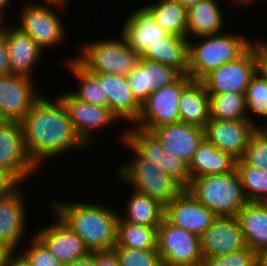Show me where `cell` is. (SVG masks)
<instances>
[{"label": "cell", "instance_id": "obj_1", "mask_svg": "<svg viewBox=\"0 0 267 266\" xmlns=\"http://www.w3.org/2000/svg\"><path fill=\"white\" fill-rule=\"evenodd\" d=\"M20 122L27 155L38 169L46 159L69 150H90L75 132L58 96L50 100L41 95Z\"/></svg>", "mask_w": 267, "mask_h": 266}, {"label": "cell", "instance_id": "obj_2", "mask_svg": "<svg viewBox=\"0 0 267 266\" xmlns=\"http://www.w3.org/2000/svg\"><path fill=\"white\" fill-rule=\"evenodd\" d=\"M63 201L53 200L50 210L82 239L90 253L114 248L120 212L105 203Z\"/></svg>", "mask_w": 267, "mask_h": 266}, {"label": "cell", "instance_id": "obj_3", "mask_svg": "<svg viewBox=\"0 0 267 266\" xmlns=\"http://www.w3.org/2000/svg\"><path fill=\"white\" fill-rule=\"evenodd\" d=\"M195 41L188 39V76L198 81L211 70L241 57L254 43L243 34L225 31Z\"/></svg>", "mask_w": 267, "mask_h": 266}, {"label": "cell", "instance_id": "obj_4", "mask_svg": "<svg viewBox=\"0 0 267 266\" xmlns=\"http://www.w3.org/2000/svg\"><path fill=\"white\" fill-rule=\"evenodd\" d=\"M134 155L122 163L117 170L118 177L131 185L134 191L150 196L164 206L172 201L184 187L171 175L164 172L157 164L144 157L126 138L125 133L119 137Z\"/></svg>", "mask_w": 267, "mask_h": 266}, {"label": "cell", "instance_id": "obj_5", "mask_svg": "<svg viewBox=\"0 0 267 266\" xmlns=\"http://www.w3.org/2000/svg\"><path fill=\"white\" fill-rule=\"evenodd\" d=\"M186 189L216 216H236L249 202L236 169L227 174L196 177Z\"/></svg>", "mask_w": 267, "mask_h": 266}, {"label": "cell", "instance_id": "obj_6", "mask_svg": "<svg viewBox=\"0 0 267 266\" xmlns=\"http://www.w3.org/2000/svg\"><path fill=\"white\" fill-rule=\"evenodd\" d=\"M119 37L82 43L76 60L91 73L128 76L141 56L128 46L122 34Z\"/></svg>", "mask_w": 267, "mask_h": 266}, {"label": "cell", "instance_id": "obj_7", "mask_svg": "<svg viewBox=\"0 0 267 266\" xmlns=\"http://www.w3.org/2000/svg\"><path fill=\"white\" fill-rule=\"evenodd\" d=\"M24 2L18 13L20 18L17 27L29 35L43 51L62 44L67 31L57 10L64 8L47 2Z\"/></svg>", "mask_w": 267, "mask_h": 266}, {"label": "cell", "instance_id": "obj_8", "mask_svg": "<svg viewBox=\"0 0 267 266\" xmlns=\"http://www.w3.org/2000/svg\"><path fill=\"white\" fill-rule=\"evenodd\" d=\"M157 249L162 266H201L200 237L171 224L165 217L157 228Z\"/></svg>", "mask_w": 267, "mask_h": 266}, {"label": "cell", "instance_id": "obj_9", "mask_svg": "<svg viewBox=\"0 0 267 266\" xmlns=\"http://www.w3.org/2000/svg\"><path fill=\"white\" fill-rule=\"evenodd\" d=\"M191 81L188 75H181L170 85L153 91L141 106L139 118L133 127L149 132L161 125L179 122L180 95Z\"/></svg>", "mask_w": 267, "mask_h": 266}, {"label": "cell", "instance_id": "obj_10", "mask_svg": "<svg viewBox=\"0 0 267 266\" xmlns=\"http://www.w3.org/2000/svg\"><path fill=\"white\" fill-rule=\"evenodd\" d=\"M257 73L255 41L238 59L211 70L200 81L208 94L245 93Z\"/></svg>", "mask_w": 267, "mask_h": 266}, {"label": "cell", "instance_id": "obj_11", "mask_svg": "<svg viewBox=\"0 0 267 266\" xmlns=\"http://www.w3.org/2000/svg\"><path fill=\"white\" fill-rule=\"evenodd\" d=\"M0 169L12 174L21 184L38 172L27 155L20 121L0 120Z\"/></svg>", "mask_w": 267, "mask_h": 266}, {"label": "cell", "instance_id": "obj_12", "mask_svg": "<svg viewBox=\"0 0 267 266\" xmlns=\"http://www.w3.org/2000/svg\"><path fill=\"white\" fill-rule=\"evenodd\" d=\"M58 97L66 108L75 132L89 148L94 146L93 141L96 139L93 132L105 127L110 128V125L118 120L108 107L84 102L71 91L60 93Z\"/></svg>", "mask_w": 267, "mask_h": 266}, {"label": "cell", "instance_id": "obj_13", "mask_svg": "<svg viewBox=\"0 0 267 266\" xmlns=\"http://www.w3.org/2000/svg\"><path fill=\"white\" fill-rule=\"evenodd\" d=\"M33 78L0 75V119L21 121L42 95Z\"/></svg>", "mask_w": 267, "mask_h": 266}, {"label": "cell", "instance_id": "obj_14", "mask_svg": "<svg viewBox=\"0 0 267 266\" xmlns=\"http://www.w3.org/2000/svg\"><path fill=\"white\" fill-rule=\"evenodd\" d=\"M253 120L210 119L204 127V137L219 150L241 159L252 133L260 127Z\"/></svg>", "mask_w": 267, "mask_h": 266}, {"label": "cell", "instance_id": "obj_15", "mask_svg": "<svg viewBox=\"0 0 267 266\" xmlns=\"http://www.w3.org/2000/svg\"><path fill=\"white\" fill-rule=\"evenodd\" d=\"M164 217L171 224L200 237L217 216L184 188L165 205Z\"/></svg>", "mask_w": 267, "mask_h": 266}, {"label": "cell", "instance_id": "obj_16", "mask_svg": "<svg viewBox=\"0 0 267 266\" xmlns=\"http://www.w3.org/2000/svg\"><path fill=\"white\" fill-rule=\"evenodd\" d=\"M54 217H56L53 218L55 222L46 224L34 235L62 264L87 256L90 251L82 239L56 214Z\"/></svg>", "mask_w": 267, "mask_h": 266}, {"label": "cell", "instance_id": "obj_17", "mask_svg": "<svg viewBox=\"0 0 267 266\" xmlns=\"http://www.w3.org/2000/svg\"><path fill=\"white\" fill-rule=\"evenodd\" d=\"M203 258L222 256L246 247L236 216H217L200 236Z\"/></svg>", "mask_w": 267, "mask_h": 266}, {"label": "cell", "instance_id": "obj_18", "mask_svg": "<svg viewBox=\"0 0 267 266\" xmlns=\"http://www.w3.org/2000/svg\"><path fill=\"white\" fill-rule=\"evenodd\" d=\"M180 76L170 66L140 58L126 78L135 100L142 106L153 91L170 85Z\"/></svg>", "mask_w": 267, "mask_h": 266}, {"label": "cell", "instance_id": "obj_19", "mask_svg": "<svg viewBox=\"0 0 267 266\" xmlns=\"http://www.w3.org/2000/svg\"><path fill=\"white\" fill-rule=\"evenodd\" d=\"M20 185L13 193L0 199V243L10 251L21 247L26 236L27 208ZM24 235V236H23ZM20 245V246H19Z\"/></svg>", "mask_w": 267, "mask_h": 266}, {"label": "cell", "instance_id": "obj_20", "mask_svg": "<svg viewBox=\"0 0 267 266\" xmlns=\"http://www.w3.org/2000/svg\"><path fill=\"white\" fill-rule=\"evenodd\" d=\"M162 147L188 164L198 145L204 140V128L181 121L161 125L149 131Z\"/></svg>", "mask_w": 267, "mask_h": 266}, {"label": "cell", "instance_id": "obj_21", "mask_svg": "<svg viewBox=\"0 0 267 266\" xmlns=\"http://www.w3.org/2000/svg\"><path fill=\"white\" fill-rule=\"evenodd\" d=\"M103 86L104 97H108V108L120 122L126 120L133 126L139 118L141 105L135 100L127 78L108 73H93Z\"/></svg>", "mask_w": 267, "mask_h": 266}, {"label": "cell", "instance_id": "obj_22", "mask_svg": "<svg viewBox=\"0 0 267 266\" xmlns=\"http://www.w3.org/2000/svg\"><path fill=\"white\" fill-rule=\"evenodd\" d=\"M5 41L8 48L11 74L33 78V68L42 61L43 51L25 32L15 27H5Z\"/></svg>", "mask_w": 267, "mask_h": 266}, {"label": "cell", "instance_id": "obj_23", "mask_svg": "<svg viewBox=\"0 0 267 266\" xmlns=\"http://www.w3.org/2000/svg\"><path fill=\"white\" fill-rule=\"evenodd\" d=\"M122 25L120 34L124 36L128 46L140 55L149 44L169 35L154 21V17L144 6L133 10Z\"/></svg>", "mask_w": 267, "mask_h": 266}, {"label": "cell", "instance_id": "obj_24", "mask_svg": "<svg viewBox=\"0 0 267 266\" xmlns=\"http://www.w3.org/2000/svg\"><path fill=\"white\" fill-rule=\"evenodd\" d=\"M218 0H201L188 9L187 40L224 32V14Z\"/></svg>", "mask_w": 267, "mask_h": 266}, {"label": "cell", "instance_id": "obj_25", "mask_svg": "<svg viewBox=\"0 0 267 266\" xmlns=\"http://www.w3.org/2000/svg\"><path fill=\"white\" fill-rule=\"evenodd\" d=\"M140 56L188 75V40L184 36L169 34L163 40L149 44Z\"/></svg>", "mask_w": 267, "mask_h": 266}, {"label": "cell", "instance_id": "obj_26", "mask_svg": "<svg viewBox=\"0 0 267 266\" xmlns=\"http://www.w3.org/2000/svg\"><path fill=\"white\" fill-rule=\"evenodd\" d=\"M237 159L204 140L198 145L189 166L191 180L205 175L227 174L236 169Z\"/></svg>", "mask_w": 267, "mask_h": 266}, {"label": "cell", "instance_id": "obj_27", "mask_svg": "<svg viewBox=\"0 0 267 266\" xmlns=\"http://www.w3.org/2000/svg\"><path fill=\"white\" fill-rule=\"evenodd\" d=\"M246 246L257 254L267 250V210L261 202H248L236 215Z\"/></svg>", "mask_w": 267, "mask_h": 266}, {"label": "cell", "instance_id": "obj_28", "mask_svg": "<svg viewBox=\"0 0 267 266\" xmlns=\"http://www.w3.org/2000/svg\"><path fill=\"white\" fill-rule=\"evenodd\" d=\"M180 121L204 128L210 120L209 94L201 81L192 80L179 99Z\"/></svg>", "mask_w": 267, "mask_h": 266}, {"label": "cell", "instance_id": "obj_29", "mask_svg": "<svg viewBox=\"0 0 267 266\" xmlns=\"http://www.w3.org/2000/svg\"><path fill=\"white\" fill-rule=\"evenodd\" d=\"M132 191L126 201L125 214L119 213V216L127 222L158 227L164 218L165 206L150 196Z\"/></svg>", "mask_w": 267, "mask_h": 266}, {"label": "cell", "instance_id": "obj_30", "mask_svg": "<svg viewBox=\"0 0 267 266\" xmlns=\"http://www.w3.org/2000/svg\"><path fill=\"white\" fill-rule=\"evenodd\" d=\"M143 6L154 17V21L169 34L187 38L188 10L176 0H159Z\"/></svg>", "mask_w": 267, "mask_h": 266}, {"label": "cell", "instance_id": "obj_31", "mask_svg": "<svg viewBox=\"0 0 267 266\" xmlns=\"http://www.w3.org/2000/svg\"><path fill=\"white\" fill-rule=\"evenodd\" d=\"M157 228L117 219L116 245L131 249H157Z\"/></svg>", "mask_w": 267, "mask_h": 266}, {"label": "cell", "instance_id": "obj_32", "mask_svg": "<svg viewBox=\"0 0 267 266\" xmlns=\"http://www.w3.org/2000/svg\"><path fill=\"white\" fill-rule=\"evenodd\" d=\"M68 60L67 69L78 79V88L72 93L80 100L92 105L108 107V97H104L103 86H100L99 79L77 60L76 56Z\"/></svg>", "mask_w": 267, "mask_h": 266}, {"label": "cell", "instance_id": "obj_33", "mask_svg": "<svg viewBox=\"0 0 267 266\" xmlns=\"http://www.w3.org/2000/svg\"><path fill=\"white\" fill-rule=\"evenodd\" d=\"M210 119L251 120L246 115L245 93L209 94Z\"/></svg>", "mask_w": 267, "mask_h": 266}, {"label": "cell", "instance_id": "obj_34", "mask_svg": "<svg viewBox=\"0 0 267 266\" xmlns=\"http://www.w3.org/2000/svg\"><path fill=\"white\" fill-rule=\"evenodd\" d=\"M236 170L249 202H261L267 198V172L249 165L241 159L236 162Z\"/></svg>", "mask_w": 267, "mask_h": 266}, {"label": "cell", "instance_id": "obj_35", "mask_svg": "<svg viewBox=\"0 0 267 266\" xmlns=\"http://www.w3.org/2000/svg\"><path fill=\"white\" fill-rule=\"evenodd\" d=\"M246 115L254 121L251 112L258 115L263 123L267 122V81L256 73L245 91ZM260 116V117H259ZM264 118V119H263Z\"/></svg>", "mask_w": 267, "mask_h": 266}, {"label": "cell", "instance_id": "obj_36", "mask_svg": "<svg viewBox=\"0 0 267 266\" xmlns=\"http://www.w3.org/2000/svg\"><path fill=\"white\" fill-rule=\"evenodd\" d=\"M125 138L146 158L153 161L161 168V159L166 150L156 140V138L147 131L136 127L125 128Z\"/></svg>", "mask_w": 267, "mask_h": 266}, {"label": "cell", "instance_id": "obj_37", "mask_svg": "<svg viewBox=\"0 0 267 266\" xmlns=\"http://www.w3.org/2000/svg\"><path fill=\"white\" fill-rule=\"evenodd\" d=\"M120 266H162L158 249L114 247Z\"/></svg>", "mask_w": 267, "mask_h": 266}, {"label": "cell", "instance_id": "obj_38", "mask_svg": "<svg viewBox=\"0 0 267 266\" xmlns=\"http://www.w3.org/2000/svg\"><path fill=\"white\" fill-rule=\"evenodd\" d=\"M241 160L267 172V137L258 128L250 136Z\"/></svg>", "mask_w": 267, "mask_h": 266}, {"label": "cell", "instance_id": "obj_39", "mask_svg": "<svg viewBox=\"0 0 267 266\" xmlns=\"http://www.w3.org/2000/svg\"><path fill=\"white\" fill-rule=\"evenodd\" d=\"M257 253L246 246L240 251L203 258L201 266H257Z\"/></svg>", "mask_w": 267, "mask_h": 266}, {"label": "cell", "instance_id": "obj_40", "mask_svg": "<svg viewBox=\"0 0 267 266\" xmlns=\"http://www.w3.org/2000/svg\"><path fill=\"white\" fill-rule=\"evenodd\" d=\"M28 247L19 252L27 261L29 266H63L44 246V244L35 236L32 235ZM30 245V246H29Z\"/></svg>", "mask_w": 267, "mask_h": 266}, {"label": "cell", "instance_id": "obj_41", "mask_svg": "<svg viewBox=\"0 0 267 266\" xmlns=\"http://www.w3.org/2000/svg\"><path fill=\"white\" fill-rule=\"evenodd\" d=\"M161 169L171 175L184 188L191 182V175L188 163L183 159L173 156L170 152H165L161 159Z\"/></svg>", "mask_w": 267, "mask_h": 266}, {"label": "cell", "instance_id": "obj_42", "mask_svg": "<svg viewBox=\"0 0 267 266\" xmlns=\"http://www.w3.org/2000/svg\"><path fill=\"white\" fill-rule=\"evenodd\" d=\"M20 185L12 174L0 169V199L13 193Z\"/></svg>", "mask_w": 267, "mask_h": 266}, {"label": "cell", "instance_id": "obj_43", "mask_svg": "<svg viewBox=\"0 0 267 266\" xmlns=\"http://www.w3.org/2000/svg\"><path fill=\"white\" fill-rule=\"evenodd\" d=\"M11 74L8 48L5 41L4 22L0 24V75Z\"/></svg>", "mask_w": 267, "mask_h": 266}, {"label": "cell", "instance_id": "obj_44", "mask_svg": "<svg viewBox=\"0 0 267 266\" xmlns=\"http://www.w3.org/2000/svg\"><path fill=\"white\" fill-rule=\"evenodd\" d=\"M257 73L267 81V46L255 41Z\"/></svg>", "mask_w": 267, "mask_h": 266}, {"label": "cell", "instance_id": "obj_45", "mask_svg": "<svg viewBox=\"0 0 267 266\" xmlns=\"http://www.w3.org/2000/svg\"><path fill=\"white\" fill-rule=\"evenodd\" d=\"M94 266H120L113 250L94 252Z\"/></svg>", "mask_w": 267, "mask_h": 266}, {"label": "cell", "instance_id": "obj_46", "mask_svg": "<svg viewBox=\"0 0 267 266\" xmlns=\"http://www.w3.org/2000/svg\"><path fill=\"white\" fill-rule=\"evenodd\" d=\"M17 253V254H16ZM2 266H29L23 256L18 251H11L4 260Z\"/></svg>", "mask_w": 267, "mask_h": 266}, {"label": "cell", "instance_id": "obj_47", "mask_svg": "<svg viewBox=\"0 0 267 266\" xmlns=\"http://www.w3.org/2000/svg\"><path fill=\"white\" fill-rule=\"evenodd\" d=\"M63 266H94V252L89 253L83 258L66 263Z\"/></svg>", "mask_w": 267, "mask_h": 266}, {"label": "cell", "instance_id": "obj_48", "mask_svg": "<svg viewBox=\"0 0 267 266\" xmlns=\"http://www.w3.org/2000/svg\"><path fill=\"white\" fill-rule=\"evenodd\" d=\"M233 2V5L234 6H245V8H246V6H250V5H253V4H255L257 1L259 2H261L262 0H230V2ZM263 1H266V0H263Z\"/></svg>", "mask_w": 267, "mask_h": 266}, {"label": "cell", "instance_id": "obj_49", "mask_svg": "<svg viewBox=\"0 0 267 266\" xmlns=\"http://www.w3.org/2000/svg\"><path fill=\"white\" fill-rule=\"evenodd\" d=\"M257 266H267V250L258 253Z\"/></svg>", "mask_w": 267, "mask_h": 266}, {"label": "cell", "instance_id": "obj_50", "mask_svg": "<svg viewBox=\"0 0 267 266\" xmlns=\"http://www.w3.org/2000/svg\"><path fill=\"white\" fill-rule=\"evenodd\" d=\"M42 2H47L52 5H57L60 7H67L68 3L71 2L70 0H41ZM69 1V2H68Z\"/></svg>", "mask_w": 267, "mask_h": 266}, {"label": "cell", "instance_id": "obj_51", "mask_svg": "<svg viewBox=\"0 0 267 266\" xmlns=\"http://www.w3.org/2000/svg\"><path fill=\"white\" fill-rule=\"evenodd\" d=\"M11 251L0 243V266L3 265L5 258Z\"/></svg>", "mask_w": 267, "mask_h": 266}, {"label": "cell", "instance_id": "obj_52", "mask_svg": "<svg viewBox=\"0 0 267 266\" xmlns=\"http://www.w3.org/2000/svg\"><path fill=\"white\" fill-rule=\"evenodd\" d=\"M176 1L188 10L190 7H192L201 0H176Z\"/></svg>", "mask_w": 267, "mask_h": 266}, {"label": "cell", "instance_id": "obj_53", "mask_svg": "<svg viewBox=\"0 0 267 266\" xmlns=\"http://www.w3.org/2000/svg\"><path fill=\"white\" fill-rule=\"evenodd\" d=\"M11 0H0V13L5 17V9H8Z\"/></svg>", "mask_w": 267, "mask_h": 266}, {"label": "cell", "instance_id": "obj_54", "mask_svg": "<svg viewBox=\"0 0 267 266\" xmlns=\"http://www.w3.org/2000/svg\"><path fill=\"white\" fill-rule=\"evenodd\" d=\"M258 129L267 137V122L262 123Z\"/></svg>", "mask_w": 267, "mask_h": 266}, {"label": "cell", "instance_id": "obj_55", "mask_svg": "<svg viewBox=\"0 0 267 266\" xmlns=\"http://www.w3.org/2000/svg\"><path fill=\"white\" fill-rule=\"evenodd\" d=\"M261 203L264 205V207L266 208L267 210V198L262 200Z\"/></svg>", "mask_w": 267, "mask_h": 266}, {"label": "cell", "instance_id": "obj_56", "mask_svg": "<svg viewBox=\"0 0 267 266\" xmlns=\"http://www.w3.org/2000/svg\"><path fill=\"white\" fill-rule=\"evenodd\" d=\"M258 40H259L262 44H264L265 46H267V40L264 41L263 38H262V40L258 38Z\"/></svg>", "mask_w": 267, "mask_h": 266}, {"label": "cell", "instance_id": "obj_57", "mask_svg": "<svg viewBox=\"0 0 267 266\" xmlns=\"http://www.w3.org/2000/svg\"><path fill=\"white\" fill-rule=\"evenodd\" d=\"M3 17L4 16L0 13V24L3 23V22H5L4 19H3Z\"/></svg>", "mask_w": 267, "mask_h": 266}]
</instances>
